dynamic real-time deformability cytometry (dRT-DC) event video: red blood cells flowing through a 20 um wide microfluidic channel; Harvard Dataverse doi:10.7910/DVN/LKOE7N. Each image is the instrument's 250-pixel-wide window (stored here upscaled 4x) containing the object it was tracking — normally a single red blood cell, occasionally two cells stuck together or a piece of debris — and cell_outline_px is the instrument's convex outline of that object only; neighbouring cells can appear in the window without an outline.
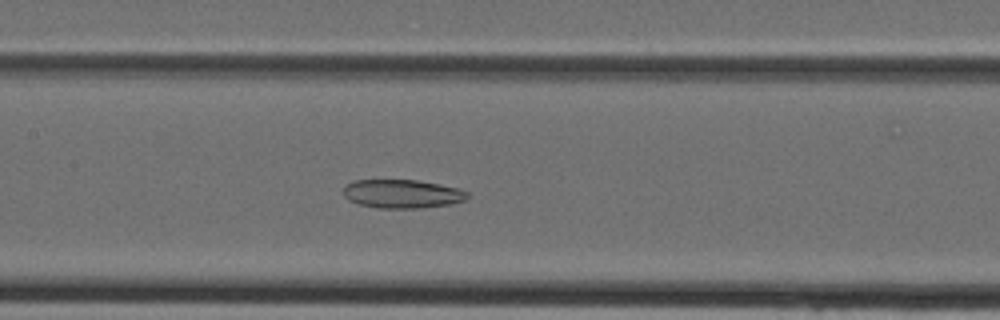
{"species": "Egyptian fruit bat (a non-hibernating species)", "species_latin": "Rousettus aegyptiacus", "temperature_condition": "cold", "stored_images_in_passage": 38, "camera_frame_rate_fps": 3000, "um_per_image_px": 0.085, "animal": {"sex": "female"}, "frame": {"image": 1, "passage_image": 17, "time_ms": 5.333, "image_size_px": [1000, 320], "cell_outline_px": [[472, 196], [464, 200], [452, 204], [424, 208], [376, 208], [360, 204], [348, 200], [344, 196], [344, 188], [352, 180], [416, 180], [440, 184], [460, 188], [468, 192]], "centroid_in_image_um": [34.24, 16.48], "position_along_channel_um": 173.2, "area_um2": 20.92}}
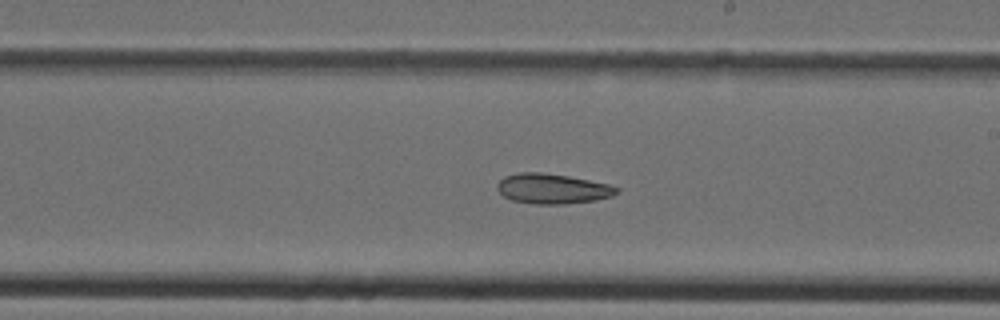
{"frame": {"image": 2, "passage_image": 21, "time_ms": 6.667, "image_size_px": [1000, 320], "cell_outline_px": [[620, 192], [612, 196], [596, 200], [564, 204], [532, 204], [512, 200], [504, 196], [496, 188], [496, 184], [504, 176], [520, 172], [540, 172], [568, 176], [608, 184], [620, 188]], "centroid_in_image_um": [46.96, 16.04], "position_along_channel_um": 242.0, "area_um2": 20.98}}
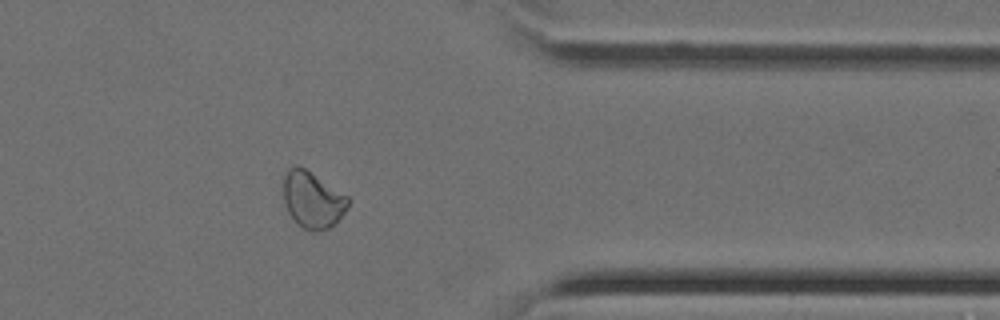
{"frame": {"image": 3, "passage_image": 30, "time_ms": 9.667, "image_size_px": [1000, 320], "cell_outline_px": [[348, 204], [344, 212], [328, 228], [304, 228], [288, 212], [284, 200], [284, 176], [288, 168], [296, 164], [304, 168], [348, 196]], "centroid_in_image_um": [26.54, 16.91], "position_along_channel_um": 384.9, "area_um2": 20.35}}